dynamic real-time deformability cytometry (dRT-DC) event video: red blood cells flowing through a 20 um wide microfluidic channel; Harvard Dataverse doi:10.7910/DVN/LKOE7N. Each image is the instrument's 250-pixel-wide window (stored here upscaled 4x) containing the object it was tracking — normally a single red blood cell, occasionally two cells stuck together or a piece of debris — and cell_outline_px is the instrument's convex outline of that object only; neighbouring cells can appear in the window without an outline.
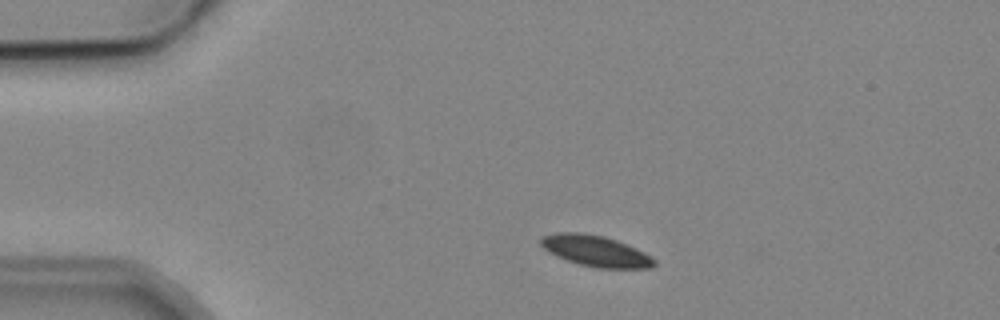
{"species": "common noctule bat (a hibernating species)", "species_latin": "Nyctalus noctula", "temperature_condition": "cold", "stored_images_in_passage": 4, "camera_frame_rate_fps": 3000, "um_per_image_px": 0.085, "animal": {"sex": "male", "body_mass_g": 19.2, "forearm_length_mm": 51.8}, "frame": {"image": 1, "passage_image": 2, "time_ms": 1.0, "image_size_px": [1000, 320], "cell_outline_px": [[656, 264], [652, 268], [596, 268], [580, 264], [556, 256], [548, 252], [540, 244], [540, 240], [544, 236], [556, 232], [580, 232], [604, 236], [616, 240], [636, 248], [652, 256], [656, 260]], "centroid_in_image_um": [50.65, 21.33], "position_along_channel_um": 34.4, "area_um2": 20.52}}
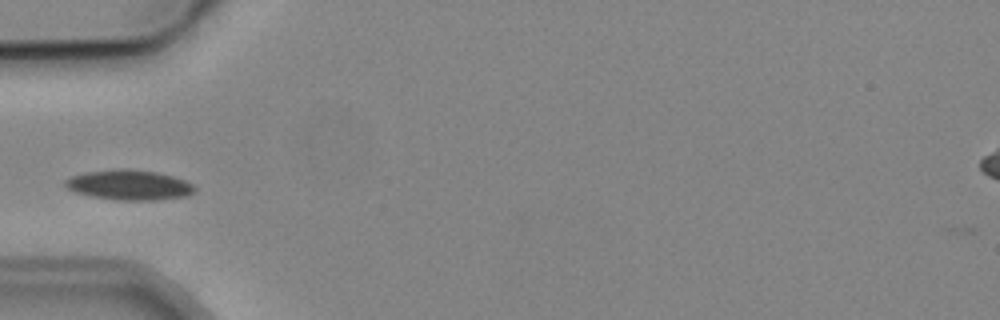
{"frame": {"image": 2, "passage_image": 4, "time_ms": 3.333, "image_size_px": [1000, 320], "cell_outline_px": [[196, 188], [188, 196], [156, 200], [120, 200], [92, 196], [76, 192], [68, 188], [64, 184], [64, 180], [72, 176], [84, 172], [120, 168], [128, 168], [156, 172], [172, 176], [184, 180], [192, 184]], "centroid_in_image_um": [10.98, 15.71], "position_along_channel_um": 74.0, "area_um2": 22.6}}